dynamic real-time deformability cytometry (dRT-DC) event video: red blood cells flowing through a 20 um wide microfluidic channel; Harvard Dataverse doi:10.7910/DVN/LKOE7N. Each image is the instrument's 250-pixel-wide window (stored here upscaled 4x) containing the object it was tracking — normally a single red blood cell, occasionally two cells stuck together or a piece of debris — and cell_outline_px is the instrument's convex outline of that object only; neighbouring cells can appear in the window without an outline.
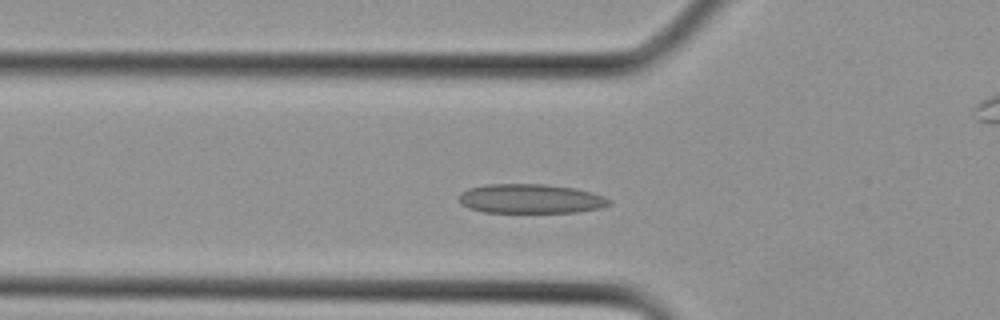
{"species": "Egyptian fruit bat (a non-hibernating species)", "species_latin": "Rousettus aegyptiacus", "temperature_condition": "cold", "stored_images_in_passage": 15, "camera_frame_rate_fps": 3000, "um_per_image_px": 0.085, "animal": {"sex": "female"}, "frame": {"image": 1, "passage_image": 7, "time_ms": 2.0, "image_size_px": [1000, 320], "cell_outline_px": [[612, 204], [600, 208], [580, 212], [484, 212], [468, 208], [460, 204], [456, 200], [456, 196], [460, 192], [468, 188], [488, 184], [548, 184], [576, 188], [592, 192], [604, 196], [612, 200]], "centroid_in_image_um": [45.08, 16.89], "position_along_channel_um": 80.7, "area_um2": 26.18}}
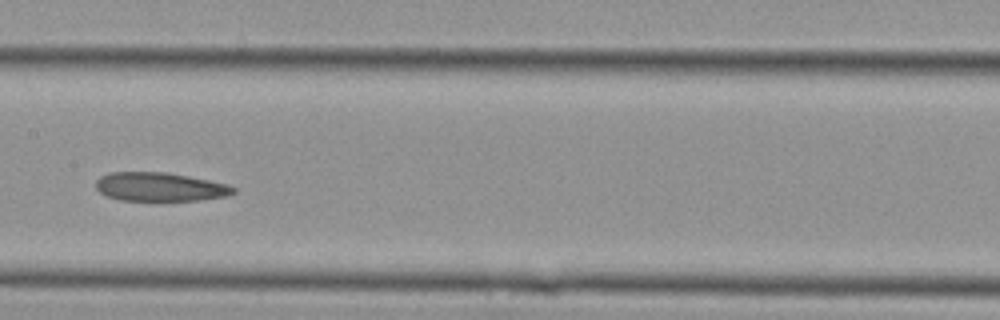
{"frame": {"image": 2, "passage_image": 12, "time_ms": 3.667, "image_size_px": [1000, 320], "cell_outline_px": [[236, 192], [224, 196], [200, 200], [120, 200], [108, 196], [100, 192], [96, 188], [96, 180], [100, 176], [108, 172], [164, 172], [188, 176], [228, 184], [236, 188]], "centroid_in_image_um": [13.57, 15.87], "position_along_channel_um": 193.8, "area_um2": 22.89}}
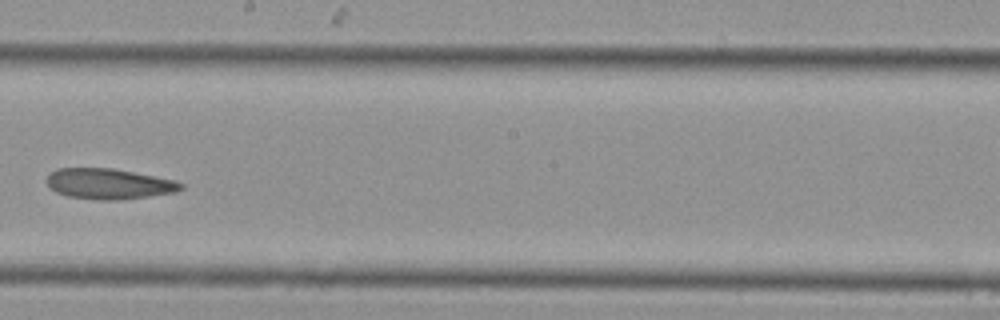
{"frame": {"image": 3, "passage_image": 14, "time_ms": 4.333, "image_size_px": [1000, 320], "cell_outline_px": [[184, 188], [176, 192], [120, 200], [96, 200], [68, 196], [56, 192], [44, 180], [56, 168], [112, 168], [176, 180], [184, 184]], "centroid_in_image_um": [9.27, 15.63], "position_along_channel_um": 238.9, "area_um2": 23.93}}